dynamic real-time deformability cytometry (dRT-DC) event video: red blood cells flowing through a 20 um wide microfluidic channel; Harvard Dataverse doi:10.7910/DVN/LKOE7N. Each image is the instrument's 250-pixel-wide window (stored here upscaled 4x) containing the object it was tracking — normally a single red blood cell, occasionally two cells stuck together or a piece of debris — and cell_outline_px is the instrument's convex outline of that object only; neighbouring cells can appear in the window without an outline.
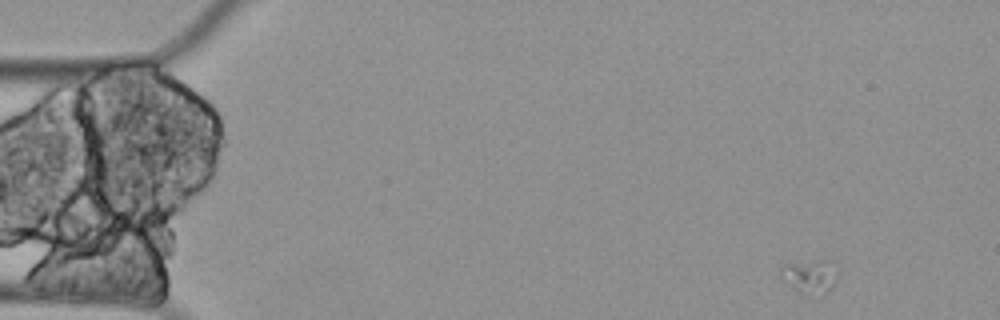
{"species": "Egyptian fruit bat (a non-hibernating species)", "species_latin": "Rousettus aegyptiacus", "temperature_condition": "cold", "stored_images_in_passage": 11, "camera_frame_rate_fps": 3000, "um_per_image_px": 0.085, "animal": {"sex": "female"}, "frame": {"image": 1, "passage_image": 1, "time_ms": 0.0, "image_size_px": [1000, 320], "cell_outline_px": [[840, 272], [832, 288], [828, 292], [820, 296], [808, 296], [800, 292], [780, 276], [780, 264], [820, 260], [832, 260], [840, 268]], "centroid_in_image_um": [68.94, 23.48], "position_along_channel_um": 16.1, "area_um2": 11.73}}